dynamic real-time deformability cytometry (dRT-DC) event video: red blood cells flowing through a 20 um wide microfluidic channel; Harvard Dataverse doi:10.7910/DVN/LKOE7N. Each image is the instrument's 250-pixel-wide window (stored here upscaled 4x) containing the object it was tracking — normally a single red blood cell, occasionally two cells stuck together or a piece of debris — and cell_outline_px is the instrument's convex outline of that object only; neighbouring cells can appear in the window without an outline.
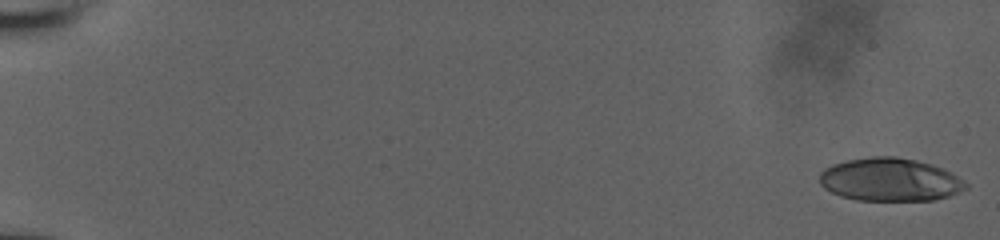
{"species": "human", "species_latin": "Homo sapiens", "temperature_condition": "room temperature", "stored_images_in_passage": 55, "camera_frame_rate_fps": 3000, "um_per_image_px": 0.085, "donor": {"sex": "male"}, "frame": {"image": 1, "passage_image": 1, "time_ms": 0.0, "image_size_px": [1000, 240], "cell_outline_px": [[968, 188], [948, 196], [932, 200], [856, 200], [840, 196], [824, 188], [820, 184], [820, 172], [824, 168], [832, 164], [848, 160], [872, 156], [896, 156], [916, 160], [932, 164], [964, 180], [968, 184]], "centroid_in_image_um": [75.62, 15.27], "position_along_channel_um": 9.4, "area_um2": 36.65}}
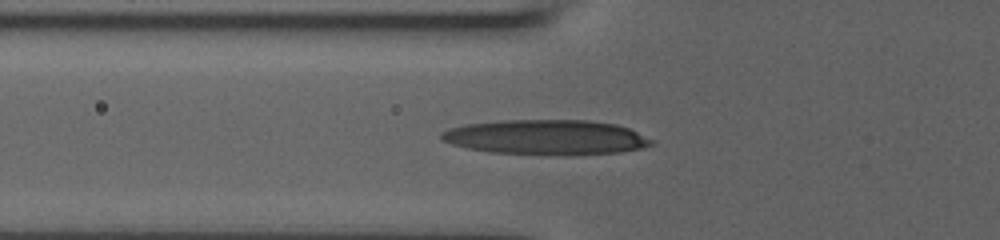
{"frame": {"image": 2, "passage_image": 30, "time_ms": 7.333, "image_size_px": [1000, 240], "cell_outline_px": [[656, 140], [652, 144], [640, 148], [620, 152], [568, 156], [564, 156], [488, 152], [468, 148], [452, 144], [440, 140], [440, 132], [448, 128], [464, 124], [500, 120], [588, 120], [616, 124], [628, 128]], "centroid_in_image_um": [46.41, 11.67], "position_along_channel_um": 79.4, "area_um2": 43.41}}
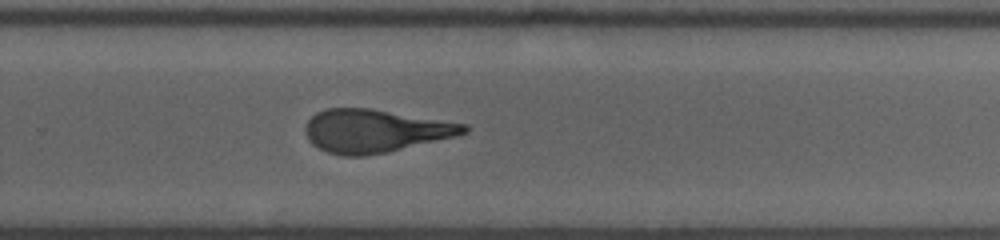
{"frame": {"image": 3, "passage_image": 54, "time_ms": 13.0, "image_size_px": [1000, 240], "cell_outline_px": [[468, 132], [456, 136], [388, 152], [364, 156], [344, 156], [328, 152], [312, 144], [308, 140], [304, 132], [304, 128], [308, 120], [316, 112], [324, 108], [368, 108], [468, 124]], "centroid_in_image_um": [31.85, 11.12], "position_along_channel_um": 298.0, "area_um2": 39.77}}